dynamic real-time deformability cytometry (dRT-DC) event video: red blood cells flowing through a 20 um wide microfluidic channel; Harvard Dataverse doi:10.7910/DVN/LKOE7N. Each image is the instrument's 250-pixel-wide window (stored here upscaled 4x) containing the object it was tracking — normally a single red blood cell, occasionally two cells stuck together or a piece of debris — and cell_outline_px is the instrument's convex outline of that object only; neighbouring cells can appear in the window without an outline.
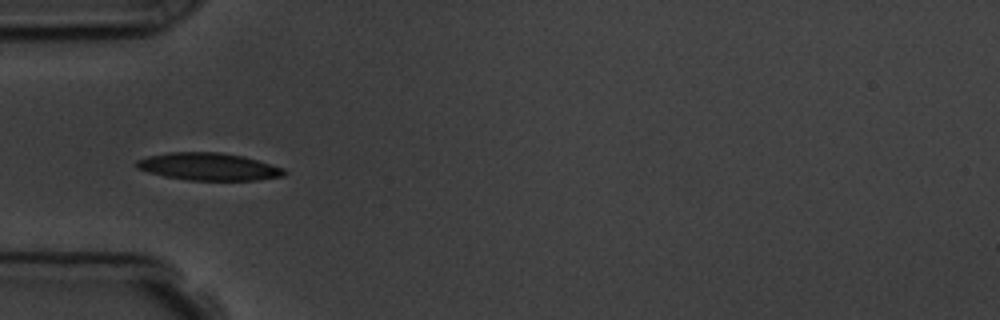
{"species": "common noctule bat (a hibernating species)", "species_latin": "Nyctalus noctula", "temperature_condition": "room temperature", "stored_images_in_passage": 6, "camera_frame_rate_fps": 3000, "um_per_image_px": 0.085, "animal": {"sex": "male", "body_mass_g": 19.5, "forearm_length_mm": 54.6}, "frame": {"image": 1, "passage_image": 4, "time_ms": 3.667, "image_size_px": [1000, 320], "cell_outline_px": [[288, 172], [284, 176], [256, 180], [188, 180], [164, 176], [148, 172], [136, 168], [136, 160], [148, 156], [168, 152], [220, 152], [244, 156], [284, 168]], "centroid_in_image_um": [17.74, 14.16], "position_along_channel_um": 67.3, "area_um2": 23.7}}